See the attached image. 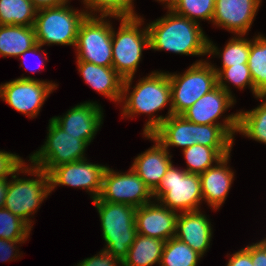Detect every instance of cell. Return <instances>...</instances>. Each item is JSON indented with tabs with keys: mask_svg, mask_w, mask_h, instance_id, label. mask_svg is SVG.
<instances>
[{
	"mask_svg": "<svg viewBox=\"0 0 266 266\" xmlns=\"http://www.w3.org/2000/svg\"><path fill=\"white\" fill-rule=\"evenodd\" d=\"M133 77L123 81L121 102L122 116L133 118L135 115L148 114L143 135H151L172 113L171 85L167 72L153 71L148 76L141 78L132 88ZM133 89L130 93V89ZM169 104L167 115H153L163 110Z\"/></svg>",
	"mask_w": 266,
	"mask_h": 266,
	"instance_id": "cell-1",
	"label": "cell"
},
{
	"mask_svg": "<svg viewBox=\"0 0 266 266\" xmlns=\"http://www.w3.org/2000/svg\"><path fill=\"white\" fill-rule=\"evenodd\" d=\"M238 125L195 124L182 115H171L151 134L168 151L176 146L183 149L195 144L215 148L223 157L231 155Z\"/></svg>",
	"mask_w": 266,
	"mask_h": 266,
	"instance_id": "cell-2",
	"label": "cell"
},
{
	"mask_svg": "<svg viewBox=\"0 0 266 266\" xmlns=\"http://www.w3.org/2000/svg\"><path fill=\"white\" fill-rule=\"evenodd\" d=\"M163 17L147 24L149 49L170 51L181 55L208 54V40L200 22H195L168 10Z\"/></svg>",
	"mask_w": 266,
	"mask_h": 266,
	"instance_id": "cell-3",
	"label": "cell"
},
{
	"mask_svg": "<svg viewBox=\"0 0 266 266\" xmlns=\"http://www.w3.org/2000/svg\"><path fill=\"white\" fill-rule=\"evenodd\" d=\"M24 163L11 177L4 208L21 218L32 228L31 215L35 214L44 199L50 195L49 175L40 167ZM32 165V166H31ZM35 176L36 179L19 178L18 175Z\"/></svg>",
	"mask_w": 266,
	"mask_h": 266,
	"instance_id": "cell-4",
	"label": "cell"
},
{
	"mask_svg": "<svg viewBox=\"0 0 266 266\" xmlns=\"http://www.w3.org/2000/svg\"><path fill=\"white\" fill-rule=\"evenodd\" d=\"M99 213L104 250L123 261L137 235L135 207L128 204L110 203L100 198L93 200Z\"/></svg>",
	"mask_w": 266,
	"mask_h": 266,
	"instance_id": "cell-5",
	"label": "cell"
},
{
	"mask_svg": "<svg viewBox=\"0 0 266 266\" xmlns=\"http://www.w3.org/2000/svg\"><path fill=\"white\" fill-rule=\"evenodd\" d=\"M141 16L120 18V27L115 33L112 26V67L125 80L134 77L141 61L142 51L150 48L149 32Z\"/></svg>",
	"mask_w": 266,
	"mask_h": 266,
	"instance_id": "cell-6",
	"label": "cell"
},
{
	"mask_svg": "<svg viewBox=\"0 0 266 266\" xmlns=\"http://www.w3.org/2000/svg\"><path fill=\"white\" fill-rule=\"evenodd\" d=\"M86 16L84 9L76 10L67 4L39 8L33 25L37 43L75 47L79 26Z\"/></svg>",
	"mask_w": 266,
	"mask_h": 266,
	"instance_id": "cell-7",
	"label": "cell"
},
{
	"mask_svg": "<svg viewBox=\"0 0 266 266\" xmlns=\"http://www.w3.org/2000/svg\"><path fill=\"white\" fill-rule=\"evenodd\" d=\"M152 195L154 201L177 213L200 210L203 201L200 176L171 164Z\"/></svg>",
	"mask_w": 266,
	"mask_h": 266,
	"instance_id": "cell-8",
	"label": "cell"
},
{
	"mask_svg": "<svg viewBox=\"0 0 266 266\" xmlns=\"http://www.w3.org/2000/svg\"><path fill=\"white\" fill-rule=\"evenodd\" d=\"M168 73L171 85L173 115H181L204 94L217 86V73L212 63L199 60L184 73Z\"/></svg>",
	"mask_w": 266,
	"mask_h": 266,
	"instance_id": "cell-9",
	"label": "cell"
},
{
	"mask_svg": "<svg viewBox=\"0 0 266 266\" xmlns=\"http://www.w3.org/2000/svg\"><path fill=\"white\" fill-rule=\"evenodd\" d=\"M44 145L29 157L34 166L42 168L47 174L62 164L85 159L88 143L77 136L67 134L52 119L49 120L48 133Z\"/></svg>",
	"mask_w": 266,
	"mask_h": 266,
	"instance_id": "cell-10",
	"label": "cell"
},
{
	"mask_svg": "<svg viewBox=\"0 0 266 266\" xmlns=\"http://www.w3.org/2000/svg\"><path fill=\"white\" fill-rule=\"evenodd\" d=\"M103 16H86L77 35L76 59L112 67V23Z\"/></svg>",
	"mask_w": 266,
	"mask_h": 266,
	"instance_id": "cell-11",
	"label": "cell"
},
{
	"mask_svg": "<svg viewBox=\"0 0 266 266\" xmlns=\"http://www.w3.org/2000/svg\"><path fill=\"white\" fill-rule=\"evenodd\" d=\"M58 84L22 76L0 84V98L16 111L34 118Z\"/></svg>",
	"mask_w": 266,
	"mask_h": 266,
	"instance_id": "cell-12",
	"label": "cell"
},
{
	"mask_svg": "<svg viewBox=\"0 0 266 266\" xmlns=\"http://www.w3.org/2000/svg\"><path fill=\"white\" fill-rule=\"evenodd\" d=\"M99 198L105 202L128 204L138 208L152 202L153 195L131 167L129 171L119 173L107 166Z\"/></svg>",
	"mask_w": 266,
	"mask_h": 266,
	"instance_id": "cell-13",
	"label": "cell"
},
{
	"mask_svg": "<svg viewBox=\"0 0 266 266\" xmlns=\"http://www.w3.org/2000/svg\"><path fill=\"white\" fill-rule=\"evenodd\" d=\"M106 167L88 162L86 158L54 167L48 173L50 192L60 185L83 188L89 192L93 201L101 194Z\"/></svg>",
	"mask_w": 266,
	"mask_h": 266,
	"instance_id": "cell-14",
	"label": "cell"
},
{
	"mask_svg": "<svg viewBox=\"0 0 266 266\" xmlns=\"http://www.w3.org/2000/svg\"><path fill=\"white\" fill-rule=\"evenodd\" d=\"M233 95L228 94L220 86H216L209 93L204 94L191 107L185 110L181 115L188 121L195 124L208 125H238V112L228 115L221 121L222 114L226 112L234 103L236 99Z\"/></svg>",
	"mask_w": 266,
	"mask_h": 266,
	"instance_id": "cell-15",
	"label": "cell"
},
{
	"mask_svg": "<svg viewBox=\"0 0 266 266\" xmlns=\"http://www.w3.org/2000/svg\"><path fill=\"white\" fill-rule=\"evenodd\" d=\"M103 117L99 104L86 101L72 107L63 117L54 116L51 119L67 134L77 136V139H83L90 144L103 124Z\"/></svg>",
	"mask_w": 266,
	"mask_h": 266,
	"instance_id": "cell-16",
	"label": "cell"
},
{
	"mask_svg": "<svg viewBox=\"0 0 266 266\" xmlns=\"http://www.w3.org/2000/svg\"><path fill=\"white\" fill-rule=\"evenodd\" d=\"M261 2L262 0H215L212 23L234 35H246Z\"/></svg>",
	"mask_w": 266,
	"mask_h": 266,
	"instance_id": "cell-17",
	"label": "cell"
},
{
	"mask_svg": "<svg viewBox=\"0 0 266 266\" xmlns=\"http://www.w3.org/2000/svg\"><path fill=\"white\" fill-rule=\"evenodd\" d=\"M178 213L156 201L144 204L136 209L135 225L138 234L169 240L175 236Z\"/></svg>",
	"mask_w": 266,
	"mask_h": 266,
	"instance_id": "cell-18",
	"label": "cell"
},
{
	"mask_svg": "<svg viewBox=\"0 0 266 266\" xmlns=\"http://www.w3.org/2000/svg\"><path fill=\"white\" fill-rule=\"evenodd\" d=\"M143 137L154 141V145L139 154L131 166L135 173L153 192L161 182L164 174L172 164L170 152L152 135Z\"/></svg>",
	"mask_w": 266,
	"mask_h": 266,
	"instance_id": "cell-19",
	"label": "cell"
},
{
	"mask_svg": "<svg viewBox=\"0 0 266 266\" xmlns=\"http://www.w3.org/2000/svg\"><path fill=\"white\" fill-rule=\"evenodd\" d=\"M210 220L201 210L182 212L176 219L175 238L186 243L202 257L212 240Z\"/></svg>",
	"mask_w": 266,
	"mask_h": 266,
	"instance_id": "cell-20",
	"label": "cell"
},
{
	"mask_svg": "<svg viewBox=\"0 0 266 266\" xmlns=\"http://www.w3.org/2000/svg\"><path fill=\"white\" fill-rule=\"evenodd\" d=\"M229 160L230 155L199 174L202 199L214 210L219 209L225 202L234 180V171L227 166Z\"/></svg>",
	"mask_w": 266,
	"mask_h": 266,
	"instance_id": "cell-21",
	"label": "cell"
},
{
	"mask_svg": "<svg viewBox=\"0 0 266 266\" xmlns=\"http://www.w3.org/2000/svg\"><path fill=\"white\" fill-rule=\"evenodd\" d=\"M77 66L85 83L97 93L115 103L121 102L124 79L113 67L99 66L86 61H77Z\"/></svg>",
	"mask_w": 266,
	"mask_h": 266,
	"instance_id": "cell-22",
	"label": "cell"
},
{
	"mask_svg": "<svg viewBox=\"0 0 266 266\" xmlns=\"http://www.w3.org/2000/svg\"><path fill=\"white\" fill-rule=\"evenodd\" d=\"M37 44L33 26L0 25V55L19 57Z\"/></svg>",
	"mask_w": 266,
	"mask_h": 266,
	"instance_id": "cell-23",
	"label": "cell"
},
{
	"mask_svg": "<svg viewBox=\"0 0 266 266\" xmlns=\"http://www.w3.org/2000/svg\"><path fill=\"white\" fill-rule=\"evenodd\" d=\"M164 246V240L137 233L122 264L123 266H152L157 263L160 265Z\"/></svg>",
	"mask_w": 266,
	"mask_h": 266,
	"instance_id": "cell-24",
	"label": "cell"
},
{
	"mask_svg": "<svg viewBox=\"0 0 266 266\" xmlns=\"http://www.w3.org/2000/svg\"><path fill=\"white\" fill-rule=\"evenodd\" d=\"M257 98L264 101L255 109L238 112L237 133L266 144V95Z\"/></svg>",
	"mask_w": 266,
	"mask_h": 266,
	"instance_id": "cell-25",
	"label": "cell"
},
{
	"mask_svg": "<svg viewBox=\"0 0 266 266\" xmlns=\"http://www.w3.org/2000/svg\"><path fill=\"white\" fill-rule=\"evenodd\" d=\"M248 67L254 83V97L266 95V37L259 34L250 39Z\"/></svg>",
	"mask_w": 266,
	"mask_h": 266,
	"instance_id": "cell-26",
	"label": "cell"
},
{
	"mask_svg": "<svg viewBox=\"0 0 266 266\" xmlns=\"http://www.w3.org/2000/svg\"><path fill=\"white\" fill-rule=\"evenodd\" d=\"M37 10L31 0H0V25L33 26Z\"/></svg>",
	"mask_w": 266,
	"mask_h": 266,
	"instance_id": "cell-27",
	"label": "cell"
},
{
	"mask_svg": "<svg viewBox=\"0 0 266 266\" xmlns=\"http://www.w3.org/2000/svg\"><path fill=\"white\" fill-rule=\"evenodd\" d=\"M243 36L235 35L222 51L211 40H208V55L221 57L222 68L247 64L250 54V40L243 38Z\"/></svg>",
	"mask_w": 266,
	"mask_h": 266,
	"instance_id": "cell-28",
	"label": "cell"
},
{
	"mask_svg": "<svg viewBox=\"0 0 266 266\" xmlns=\"http://www.w3.org/2000/svg\"><path fill=\"white\" fill-rule=\"evenodd\" d=\"M87 8V16H97V13L103 17L115 18H132L138 16L134 9V0H82ZM89 9V11H88ZM94 13V14H93ZM96 13V15H95ZM118 18V19H117Z\"/></svg>",
	"mask_w": 266,
	"mask_h": 266,
	"instance_id": "cell-29",
	"label": "cell"
},
{
	"mask_svg": "<svg viewBox=\"0 0 266 266\" xmlns=\"http://www.w3.org/2000/svg\"><path fill=\"white\" fill-rule=\"evenodd\" d=\"M202 256L173 237L165 241L160 266H197Z\"/></svg>",
	"mask_w": 266,
	"mask_h": 266,
	"instance_id": "cell-30",
	"label": "cell"
},
{
	"mask_svg": "<svg viewBox=\"0 0 266 266\" xmlns=\"http://www.w3.org/2000/svg\"><path fill=\"white\" fill-rule=\"evenodd\" d=\"M186 159V171L193 174H201L208 168L213 167L224 157L215 149L201 144H195L183 149Z\"/></svg>",
	"mask_w": 266,
	"mask_h": 266,
	"instance_id": "cell-31",
	"label": "cell"
},
{
	"mask_svg": "<svg viewBox=\"0 0 266 266\" xmlns=\"http://www.w3.org/2000/svg\"><path fill=\"white\" fill-rule=\"evenodd\" d=\"M212 67L217 73V85L224 89L228 94L232 95V92L227 85V83L230 82L241 90L248 86L254 95V83L248 64L233 65L226 68H217L212 64Z\"/></svg>",
	"mask_w": 266,
	"mask_h": 266,
	"instance_id": "cell-32",
	"label": "cell"
},
{
	"mask_svg": "<svg viewBox=\"0 0 266 266\" xmlns=\"http://www.w3.org/2000/svg\"><path fill=\"white\" fill-rule=\"evenodd\" d=\"M172 10L195 22H198L199 19L211 22L215 10V0H180Z\"/></svg>",
	"mask_w": 266,
	"mask_h": 266,
	"instance_id": "cell-33",
	"label": "cell"
},
{
	"mask_svg": "<svg viewBox=\"0 0 266 266\" xmlns=\"http://www.w3.org/2000/svg\"><path fill=\"white\" fill-rule=\"evenodd\" d=\"M31 227L11 211L0 209V238L8 240H27Z\"/></svg>",
	"mask_w": 266,
	"mask_h": 266,
	"instance_id": "cell-34",
	"label": "cell"
},
{
	"mask_svg": "<svg viewBox=\"0 0 266 266\" xmlns=\"http://www.w3.org/2000/svg\"><path fill=\"white\" fill-rule=\"evenodd\" d=\"M25 160L19 155L0 151V179L12 176L24 163Z\"/></svg>",
	"mask_w": 266,
	"mask_h": 266,
	"instance_id": "cell-35",
	"label": "cell"
},
{
	"mask_svg": "<svg viewBox=\"0 0 266 266\" xmlns=\"http://www.w3.org/2000/svg\"><path fill=\"white\" fill-rule=\"evenodd\" d=\"M76 266H123V264L113 254L102 249L97 255L80 261Z\"/></svg>",
	"mask_w": 266,
	"mask_h": 266,
	"instance_id": "cell-36",
	"label": "cell"
},
{
	"mask_svg": "<svg viewBox=\"0 0 266 266\" xmlns=\"http://www.w3.org/2000/svg\"><path fill=\"white\" fill-rule=\"evenodd\" d=\"M27 240H8L0 238V260L4 261H11L17 259L20 255L19 250L16 249L17 244L25 243ZM15 251V252H14Z\"/></svg>",
	"mask_w": 266,
	"mask_h": 266,
	"instance_id": "cell-37",
	"label": "cell"
},
{
	"mask_svg": "<svg viewBox=\"0 0 266 266\" xmlns=\"http://www.w3.org/2000/svg\"><path fill=\"white\" fill-rule=\"evenodd\" d=\"M226 266H254L251 260V244L230 255Z\"/></svg>",
	"mask_w": 266,
	"mask_h": 266,
	"instance_id": "cell-38",
	"label": "cell"
},
{
	"mask_svg": "<svg viewBox=\"0 0 266 266\" xmlns=\"http://www.w3.org/2000/svg\"><path fill=\"white\" fill-rule=\"evenodd\" d=\"M251 260L254 266H266V238L251 244Z\"/></svg>",
	"mask_w": 266,
	"mask_h": 266,
	"instance_id": "cell-39",
	"label": "cell"
},
{
	"mask_svg": "<svg viewBox=\"0 0 266 266\" xmlns=\"http://www.w3.org/2000/svg\"><path fill=\"white\" fill-rule=\"evenodd\" d=\"M42 48V45H40V44H36V45H34L33 47H31L30 49H28V50H26L23 54H21L20 56H19V59L20 58H23V63L21 64V66H23L24 65V67L28 70H30L31 72H33V73H35L36 71H38V68H36V67H34L33 66V68L31 67L30 68V66L29 65H27V63L25 62V58L27 57V55L28 54H34V55H40L41 53H42V55L44 56H42V58H43V63H41V65L40 66H43L44 65V60L45 61H47V57H45V55L47 54V53H45V50H42L41 49ZM45 58V59H44ZM40 63V62H39ZM40 68V67H39Z\"/></svg>",
	"mask_w": 266,
	"mask_h": 266,
	"instance_id": "cell-40",
	"label": "cell"
},
{
	"mask_svg": "<svg viewBox=\"0 0 266 266\" xmlns=\"http://www.w3.org/2000/svg\"><path fill=\"white\" fill-rule=\"evenodd\" d=\"M32 3L39 9L43 7L59 6L68 4L69 0H31Z\"/></svg>",
	"mask_w": 266,
	"mask_h": 266,
	"instance_id": "cell-41",
	"label": "cell"
},
{
	"mask_svg": "<svg viewBox=\"0 0 266 266\" xmlns=\"http://www.w3.org/2000/svg\"><path fill=\"white\" fill-rule=\"evenodd\" d=\"M8 178L0 179V209L4 208L5 199L7 196V189L9 186Z\"/></svg>",
	"mask_w": 266,
	"mask_h": 266,
	"instance_id": "cell-42",
	"label": "cell"
},
{
	"mask_svg": "<svg viewBox=\"0 0 266 266\" xmlns=\"http://www.w3.org/2000/svg\"><path fill=\"white\" fill-rule=\"evenodd\" d=\"M156 1H159L161 3H165V7L168 9V10H172L175 5L180 1V0H156Z\"/></svg>",
	"mask_w": 266,
	"mask_h": 266,
	"instance_id": "cell-43",
	"label": "cell"
}]
</instances>
